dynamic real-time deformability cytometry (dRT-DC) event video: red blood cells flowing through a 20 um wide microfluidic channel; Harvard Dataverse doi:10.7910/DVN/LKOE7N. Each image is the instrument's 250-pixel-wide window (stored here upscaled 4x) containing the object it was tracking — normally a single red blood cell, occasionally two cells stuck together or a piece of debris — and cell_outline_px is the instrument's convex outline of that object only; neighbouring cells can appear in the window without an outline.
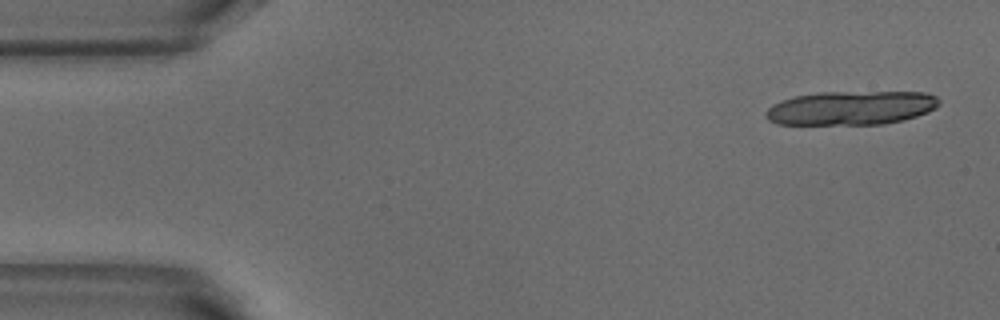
{"species": "common noctule bat (a hibernating species)", "species_latin": "Nyctalus noctula", "temperature_condition": "warm", "stored_images_in_passage": 12, "camera_frame_rate_fps": 3000, "um_per_image_px": 0.085, "animal": {"sex": "male", "body_mass_g": 18.8}, "frame": {"image": 1, "passage_image": 2, "time_ms": 0.333, "image_size_px": [1000, 320], "cell_outline_px": [[940, 104], [936, 108], [928, 112], [904, 120], [884, 124], [776, 124], [768, 120], [764, 116], [764, 112], [772, 104], [796, 96], [820, 92], [924, 92], [936, 96], [940, 100]], "centroid_in_image_um": [72.35, 9.18], "position_along_channel_um": 12.6, "area_um2": 34.39}}